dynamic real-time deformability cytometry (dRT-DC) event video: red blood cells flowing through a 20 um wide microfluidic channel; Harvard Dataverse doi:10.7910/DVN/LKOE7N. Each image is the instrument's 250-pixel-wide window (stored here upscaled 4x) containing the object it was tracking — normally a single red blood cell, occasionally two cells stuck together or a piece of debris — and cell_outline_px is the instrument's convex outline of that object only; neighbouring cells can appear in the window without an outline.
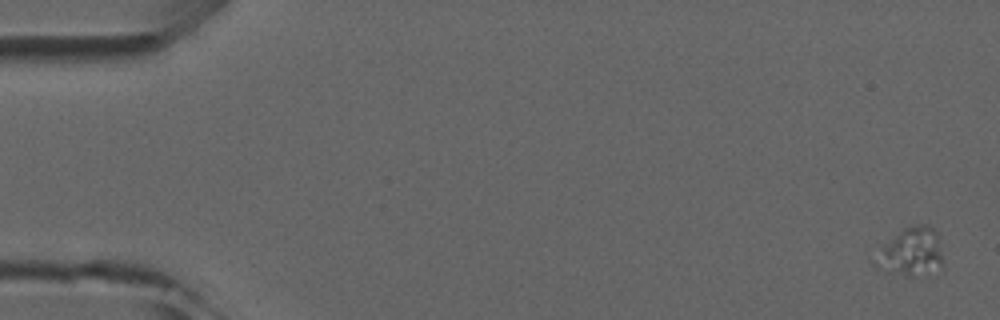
{"species": "common noctule bat (a hibernating species)", "species_latin": "Nyctalus noctula", "temperature_condition": "room temperature", "stored_images_in_passage": 5, "camera_frame_rate_fps": 3000, "um_per_image_px": 0.085, "animal": {"sex": "male", "forearm_length_mm": 52.5}, "frame": {"image": 1, "passage_image": 1, "time_ms": 0.0, "image_size_px": [1000, 320], "cell_outline_px": [[944, 264], [912, 276], [904, 276], [872, 264], [872, 260], [884, 244], [904, 228], [920, 224], [928, 224], [936, 232]], "centroid_in_image_um": [77.42, 21.38], "position_along_channel_um": 7.6, "area_um2": 18.26}}